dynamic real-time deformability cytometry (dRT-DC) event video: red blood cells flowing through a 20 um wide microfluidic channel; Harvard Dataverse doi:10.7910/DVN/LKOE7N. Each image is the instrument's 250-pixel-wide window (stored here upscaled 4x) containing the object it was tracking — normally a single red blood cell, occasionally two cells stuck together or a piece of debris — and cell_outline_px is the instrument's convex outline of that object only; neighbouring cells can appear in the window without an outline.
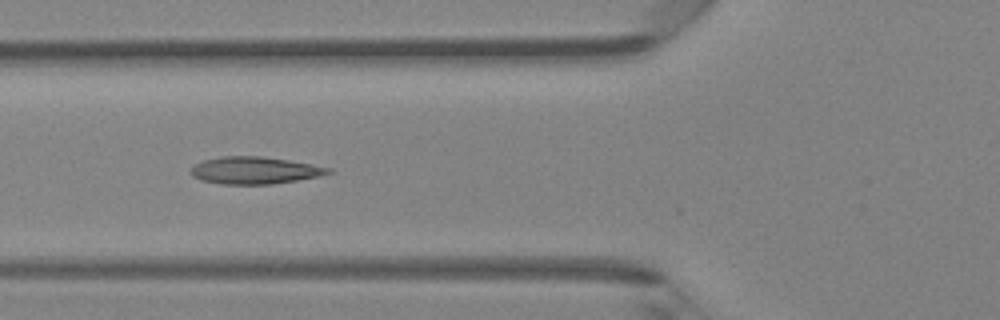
{"species": "Egyptian fruit bat (a non-hibernating species)", "species_latin": "Rousettus aegyptiacus", "temperature_condition": "room temperature", "stored_images_in_passage": 6, "camera_frame_rate_fps": 3000, "um_per_image_px": 0.085, "animal": {"sex": "female"}, "frame": {"image": 1, "passage_image": 5, "time_ms": 1.333, "image_size_px": [1000, 320], "cell_outline_px": [[336, 172], [320, 176], [272, 184], [220, 184], [200, 180], [192, 176], [188, 172], [196, 164], [204, 160], [224, 156], [260, 156], [288, 160], [312, 164], [332, 168]], "centroid_in_image_um": [21.67, 14.48], "position_along_channel_um": 104.1, "area_um2": 21.85}}
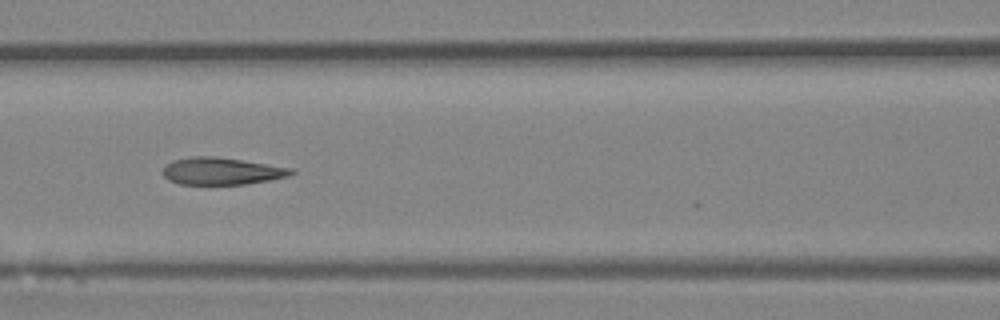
{"frame": {"image": 2, "passage_image": 6, "time_ms": 1.667, "image_size_px": [1000, 320], "cell_outline_px": [[296, 172], [292, 176], [248, 184], [180, 184], [168, 180], [164, 176], [164, 168], [172, 160], [192, 156], [216, 156], [296, 168]], "centroid_in_image_um": [18.93, 14.54], "position_along_channel_um": 147.7, "area_um2": 20.58}}